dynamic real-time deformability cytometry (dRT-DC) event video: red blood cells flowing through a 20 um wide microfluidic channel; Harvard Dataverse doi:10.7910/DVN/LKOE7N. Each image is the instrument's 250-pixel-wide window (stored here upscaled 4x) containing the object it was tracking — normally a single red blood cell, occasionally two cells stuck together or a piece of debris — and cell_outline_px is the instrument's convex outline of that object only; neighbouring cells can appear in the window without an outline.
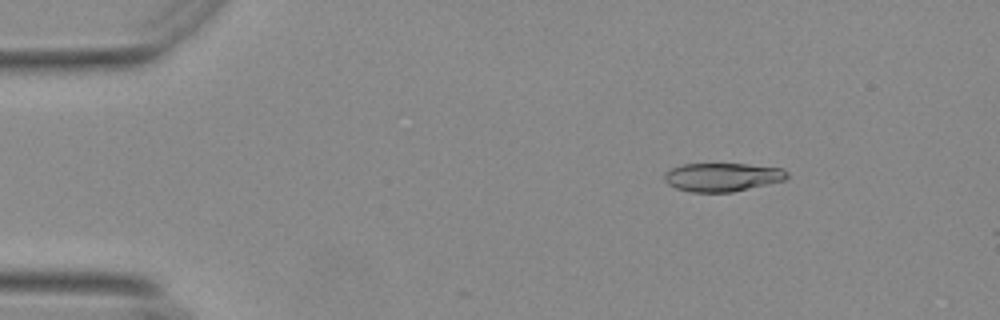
{"species": "Egyptian fruit bat (a non-hibernating species)", "species_latin": "Rousettus aegyptiacus", "temperature_condition": "warm", "stored_images_in_passage": 13, "camera_frame_rate_fps": 3000, "um_per_image_px": 0.085, "animal": {"sex": "female"}, "frame": {"image": 1, "passage_image": 3, "time_ms": 0.667, "image_size_px": [1000, 320], "cell_outline_px": [[788, 176], [784, 180], [732, 192], [692, 192], [676, 188], [668, 184], [664, 180], [664, 172], [672, 168], [684, 164], [748, 164], [784, 168], [788, 172]], "centroid_in_image_um": [61.4, 15.05], "position_along_channel_um": 23.6, "area_um2": 20.35}}
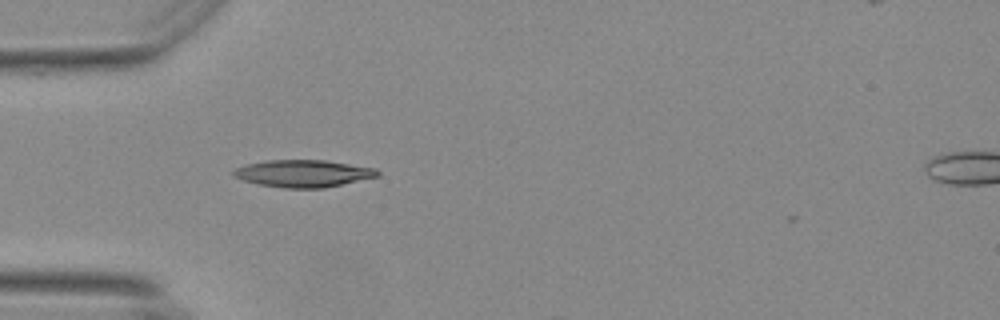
{"frame": {"image": 2, "passage_image": 12, "time_ms": 3.667, "image_size_px": [1000, 320], "cell_outline_px": [[380, 176], [324, 188], [284, 188], [260, 184], [244, 180], [232, 176], [232, 172], [236, 168], [248, 164], [264, 160], [324, 160], [376, 168], [380, 172]], "centroid_in_image_um": [25.8, 14.74], "position_along_channel_um": 59.2, "area_um2": 22.77}}